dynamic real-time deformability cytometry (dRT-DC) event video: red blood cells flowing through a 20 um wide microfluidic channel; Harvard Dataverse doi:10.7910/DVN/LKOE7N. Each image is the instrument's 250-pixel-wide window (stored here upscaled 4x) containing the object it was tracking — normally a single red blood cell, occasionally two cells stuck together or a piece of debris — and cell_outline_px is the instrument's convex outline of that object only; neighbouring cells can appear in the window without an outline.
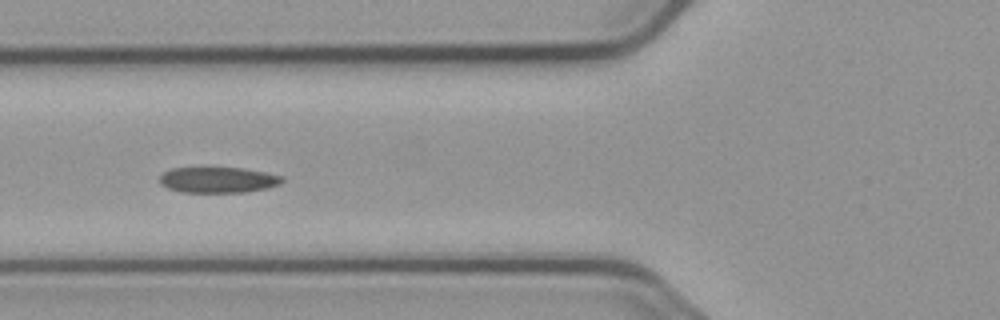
{"species": "common noctule bat (a hibernating species)", "species_latin": "Nyctalus noctula", "temperature_condition": "cold", "stored_images_in_passage": 7, "camera_frame_rate_fps": 3000, "um_per_image_px": 0.085, "animal": {"sex": "male", "body_mass_g": 23.1, "forearm_length_mm": 52.7}, "frame": {"image": 1, "passage_image": 6, "time_ms": 6.0, "image_size_px": [1000, 320], "cell_outline_px": [[284, 180], [280, 184], [268, 188], [248, 192], [180, 192], [168, 188], [160, 184], [160, 176], [164, 172], [172, 168], [244, 168], [284, 176]], "centroid_in_image_um": [18.56, 15.3], "position_along_channel_um": 107.2, "area_um2": 18.44}}
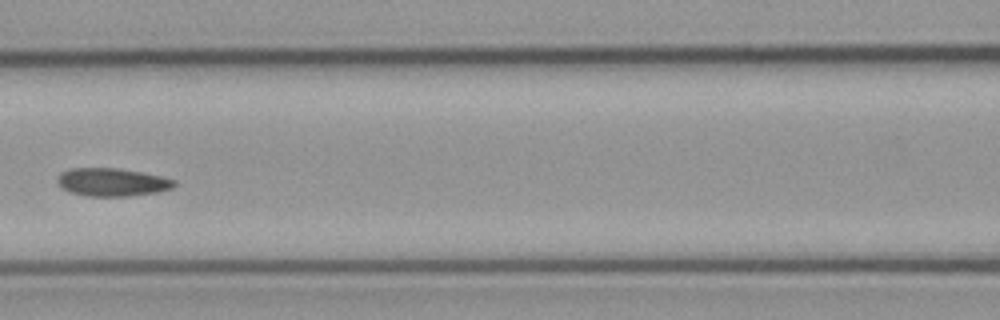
{"frame": {"image": 2, "passage_image": 7, "time_ms": 7.333, "image_size_px": [1000, 320], "cell_outline_px": [[176, 184], [172, 188], [156, 192], [128, 196], [88, 196], [72, 192], [60, 188], [56, 180], [60, 172], [72, 168], [116, 168], [140, 172], [160, 176], [176, 180]], "centroid_in_image_um": [9.49, 15.48], "position_along_channel_um": 157.1, "area_um2": 19.02}}